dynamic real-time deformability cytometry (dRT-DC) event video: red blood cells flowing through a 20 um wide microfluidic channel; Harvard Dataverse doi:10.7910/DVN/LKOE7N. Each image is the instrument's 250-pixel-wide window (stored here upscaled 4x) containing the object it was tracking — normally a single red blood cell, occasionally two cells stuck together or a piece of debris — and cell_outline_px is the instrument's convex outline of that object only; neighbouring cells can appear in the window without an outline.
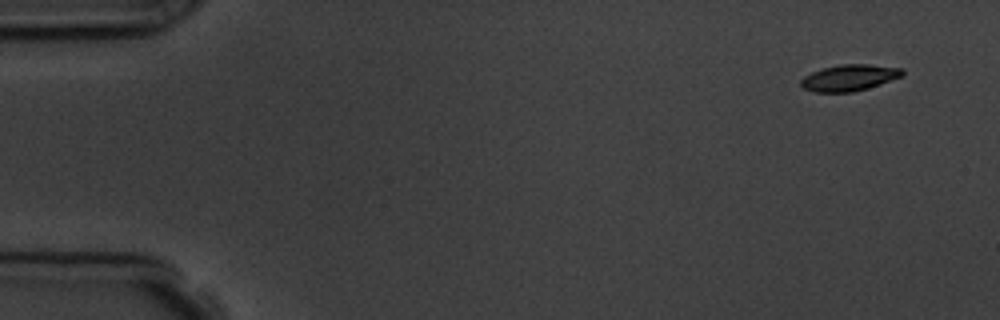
{"species": "common noctule bat (a hibernating species)", "species_latin": "Nyctalus noctula", "temperature_condition": "room temperature", "stored_images_in_passage": 8, "camera_frame_rate_fps": 3000, "um_per_image_px": 0.085, "animal": {"sex": "male", "body_mass_g": 19.5, "forearm_length_mm": 54.6}, "frame": {"image": 1, "passage_image": 1, "time_ms": 0.0, "image_size_px": [1000, 320], "cell_outline_px": [[904, 76], [868, 88], [852, 92], [812, 92], [804, 88], [800, 84], [800, 80], [804, 76], [812, 72], [824, 68], [840, 64], [868, 64], [904, 68]], "centroid_in_image_um": [72.21, 6.6], "position_along_channel_um": 12.8, "area_um2": 15.66}}
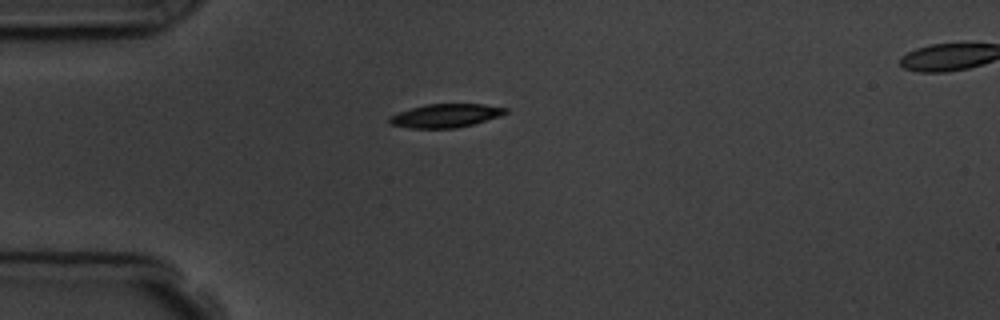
{"frame": {"image": 2, "passage_image": 4, "time_ms": 3.667, "image_size_px": [1000, 320], "cell_outline_px": [[508, 112], [500, 116], [472, 124], [456, 128], [412, 128], [392, 124], [388, 120], [388, 116], [412, 108], [428, 104], [484, 104], [508, 108]], "centroid_in_image_um": [37.91, 9.82], "position_along_channel_um": 47.1, "area_um2": 15.72}}